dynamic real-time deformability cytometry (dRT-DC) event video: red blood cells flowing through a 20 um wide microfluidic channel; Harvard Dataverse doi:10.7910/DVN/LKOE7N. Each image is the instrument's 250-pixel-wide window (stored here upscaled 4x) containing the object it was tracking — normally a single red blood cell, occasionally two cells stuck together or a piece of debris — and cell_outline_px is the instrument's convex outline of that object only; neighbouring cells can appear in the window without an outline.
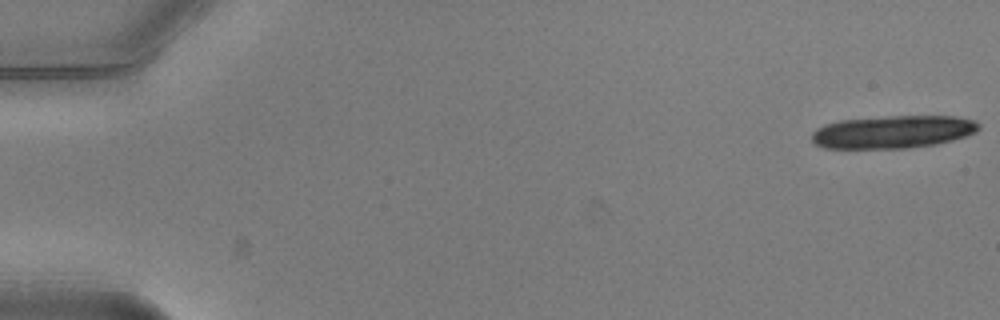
{"species": "common noctule bat (a hibernating species)", "species_latin": "Nyctalus noctula", "temperature_condition": "warm", "stored_images_in_passage": 19, "camera_frame_rate_fps": 3000, "um_per_image_px": 0.085, "animal": {"sex": "male", "body_mass_g": 20.5, "forearm_length_mm": 52.5}, "frame": {"image": 1, "passage_image": 1, "time_ms": 0.0, "image_size_px": [1000, 320], "cell_outline_px": [[980, 128], [976, 132], [968, 136], [936, 144], [908, 148], [824, 148], [816, 144], [812, 140], [812, 132], [816, 128], [824, 124], [840, 120], [888, 116], [956, 116], [976, 120], [980, 124]], "centroid_in_image_um": [75.93, 11.2], "position_along_channel_um": 9.1, "area_um2": 32.14}}